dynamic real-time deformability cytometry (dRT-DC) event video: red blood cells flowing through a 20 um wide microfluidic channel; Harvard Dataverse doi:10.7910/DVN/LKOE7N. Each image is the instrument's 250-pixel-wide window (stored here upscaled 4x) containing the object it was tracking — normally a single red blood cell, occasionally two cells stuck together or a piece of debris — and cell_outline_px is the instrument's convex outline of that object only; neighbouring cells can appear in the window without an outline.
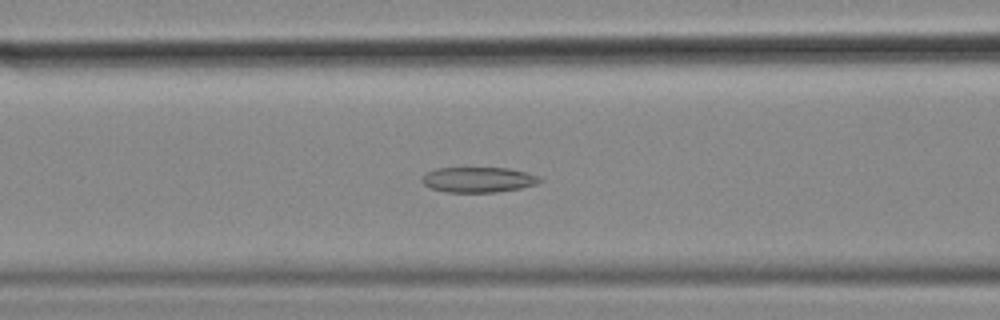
{"species": "common noctule bat (a hibernating species)", "species_latin": "Nyctalus noctula", "temperature_condition": "cold", "stored_images_in_passage": 57, "camera_frame_rate_fps": 3000, "um_per_image_px": 0.085, "animal": {"sex": "female", "body_mass_g": 18.4}, "frame": {"image": 1, "passage_image": 23, "time_ms": 7.333, "image_size_px": [1000, 320], "cell_outline_px": [[544, 180], [536, 184], [520, 188], [496, 192], [444, 192], [432, 188], [424, 184], [420, 180], [428, 172], [436, 168], [508, 168], [528, 172], [540, 176]], "centroid_in_image_um": [40.7, 15.27], "position_along_channel_um": 125.9, "area_um2": 17.4}}
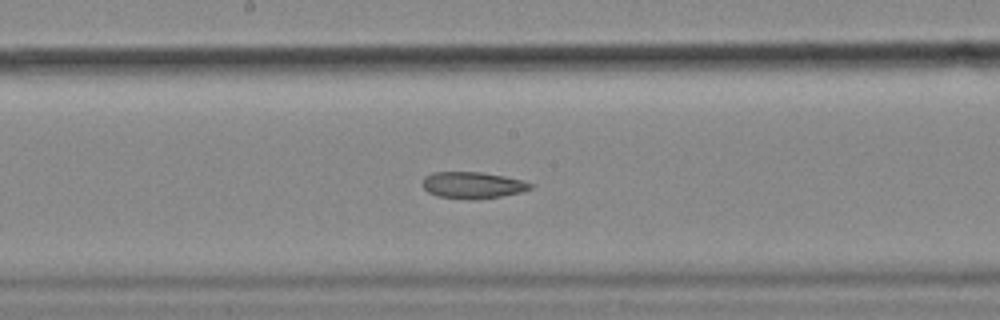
{"frame": {"image": 2, "passage_image": 30, "time_ms": 9.667, "image_size_px": [1000, 320], "cell_outline_px": [[536, 184], [532, 188], [520, 192], [500, 196], [476, 200], [468, 200], [436, 196], [428, 192], [420, 184], [424, 176], [432, 172], [480, 172], [504, 176]], "centroid_in_image_um": [40.13, 15.74], "position_along_channel_um": 208.1, "area_um2": 16.94}}
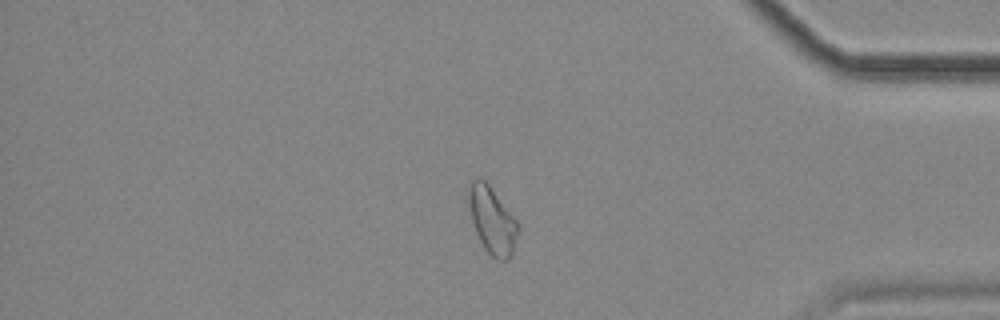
{"frame": {"image": 3, "passage_image": 48, "time_ms": 15.667, "image_size_px": [1000, 320], "cell_outline_px": [[516, 232], [512, 252], [508, 260], [496, 260], [484, 248], [476, 232], [472, 220], [468, 204], [468, 188], [472, 180], [484, 180], [488, 184], [516, 220]], "centroid_in_image_um": [41.79, 18.74], "position_along_channel_um": 393.4, "area_um2": 18.44}, "authors_computed_cell_mechanics": {"area_um2": 19.3052, "velocity_mm_per_s": 3.5334, "shape_relaxation_time_tau1_ms": null, "shape_relaxation_time_tau2_ms": 5.6614, "deformation_change_tau1": null, "deformation_change_tau2": 0.1251}}